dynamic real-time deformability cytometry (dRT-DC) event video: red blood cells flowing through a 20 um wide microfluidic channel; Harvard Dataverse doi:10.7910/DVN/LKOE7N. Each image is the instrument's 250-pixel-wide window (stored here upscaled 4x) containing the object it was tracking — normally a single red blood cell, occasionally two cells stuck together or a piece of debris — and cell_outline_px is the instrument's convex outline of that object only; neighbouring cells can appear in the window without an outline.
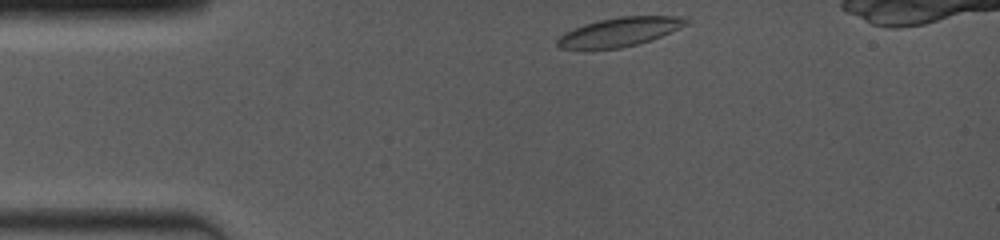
{"species": "common noctule bat (a hibernating species)", "species_latin": "Nyctalus noctula", "temperature_condition": "room temperature", "stored_images_in_passage": 32, "camera_frame_rate_fps": 4000, "um_per_image_px": 0.085, "animal": {"sex": "female", "body_mass_g": 19.0, "forearm_length_mm": 53.3}, "frame": {"image": 1, "passage_image": 1, "time_ms": 0.0, "image_size_px": [1000, 240], "cell_outline_px": [[692, 20], [688, 24], [680, 28], [652, 40], [640, 44], [620, 48], [560, 48], [556, 44], [556, 40], [564, 32], [572, 28], [584, 24], [600, 20], [620, 16], [680, 16]], "centroid_in_image_um": [52.71, 2.7], "position_along_channel_um": 32.3, "area_um2": 21.73}}
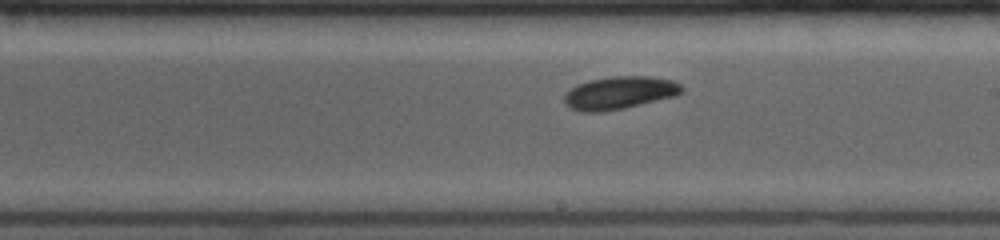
{"frame": {"image": 2, "passage_image": 19, "time_ms": 6.25, "image_size_px": [1000, 240], "cell_outline_px": [[684, 92], [676, 96], [624, 108], [604, 112], [580, 112], [568, 108], [564, 104], [564, 96], [576, 84], [588, 80], [612, 76], [648, 76], [672, 80], [680, 84], [684, 88]], "centroid_in_image_um": [52.65, 7.9], "position_along_channel_um": 236.4, "area_um2": 22.72}}
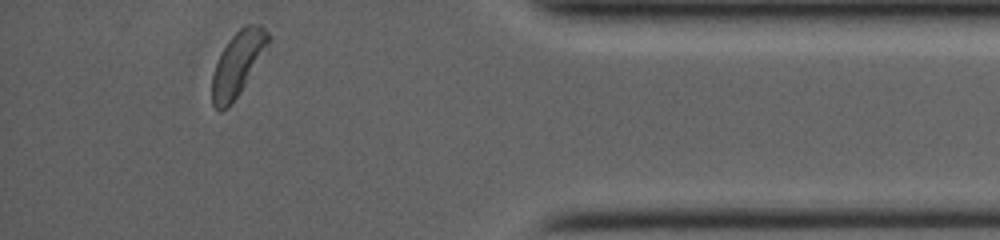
{"frame": {"image": 3, "passage_image": 32, "time_ms": 11.25, "image_size_px": [1000, 240], "cell_outline_px": [[272, 40], [268, 48], [240, 92], [228, 108], [220, 112], [212, 104], [212, 76], [216, 64], [228, 40], [244, 24], [260, 24], [272, 36]], "centroid_in_image_um": [20.25, 5.39], "position_along_channel_um": 415.0, "area_um2": 21.1}, "authors_computed_cell_mechanics": {"area_um2": 22.253, "velocity_mm_per_s": 4.0156, "shape_relaxation_time_tau1_ms": 3.0676, "shape_relaxation_time_tau2_ms": null, "deformation_change_tau1": 0.1035, "deformation_change_tau2": null}}